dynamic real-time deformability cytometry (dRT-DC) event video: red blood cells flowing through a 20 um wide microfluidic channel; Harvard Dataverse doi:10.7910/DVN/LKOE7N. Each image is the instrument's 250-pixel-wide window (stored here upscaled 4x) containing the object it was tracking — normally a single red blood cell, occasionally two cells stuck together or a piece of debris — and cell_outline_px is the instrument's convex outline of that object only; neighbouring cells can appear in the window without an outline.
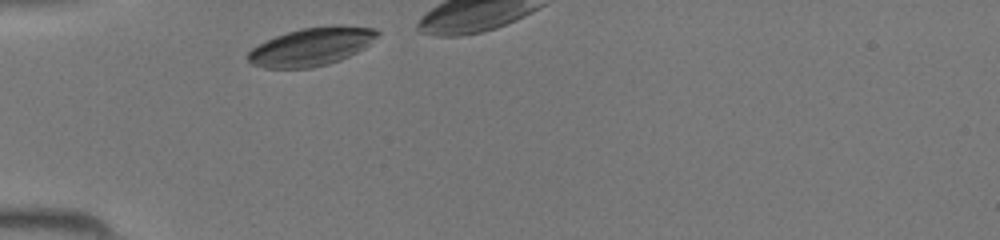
{"species": "common noctule bat (a hibernating species)", "species_latin": "Nyctalus noctula", "temperature_condition": "room temperature", "stored_images_in_passage": 10, "camera_frame_rate_fps": 3000, "um_per_image_px": 0.085, "animal": {"sex": "female", "body_mass_g": 19.5, "forearm_length_mm": 54.1}, "frame": {"image": 1, "passage_image": 1, "time_ms": 0.0, "image_size_px": [1000, 240], "cell_outline_px": [[380, 32], [364, 48], [340, 60], [328, 64], [312, 68], [264, 68], [252, 64], [248, 60], [248, 52], [252, 48], [276, 36], [300, 28], [332, 24], [340, 24], [376, 28]], "centroid_in_image_um": [26.49, 3.95], "position_along_channel_um": 58.5, "area_um2": 28.78}}
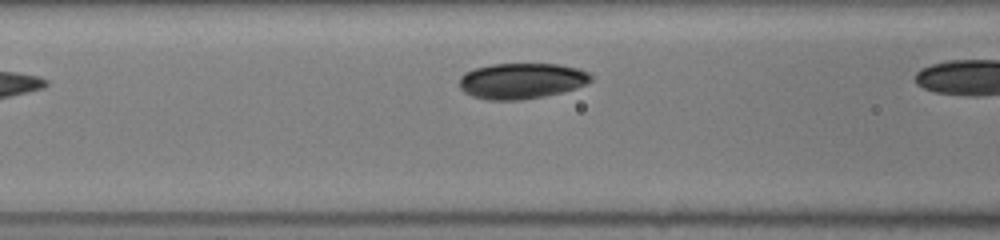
{"frame": {"image": 2, "passage_image": 6, "time_ms": 1.667, "image_size_px": [1000, 240], "cell_outline_px": [[592, 80], [588, 84], [576, 88], [544, 96], [520, 100], [488, 100], [472, 96], [464, 92], [460, 88], [460, 76], [464, 72], [476, 68], [492, 64], [560, 64], [580, 68], [588, 72], [592, 76]], "centroid_in_image_um": [44.35, 6.87], "position_along_channel_um": 122.3, "area_um2": 27.57}}
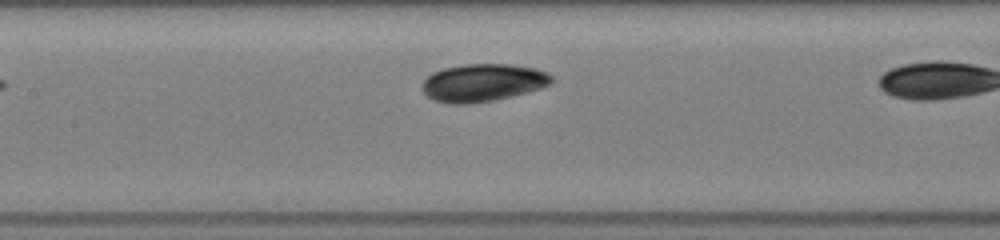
{"frame": {"image": 3, "passage_image": 9, "time_ms": 2.667, "image_size_px": [1000, 240], "cell_outline_px": [[552, 80], [548, 84], [540, 88], [492, 100], [468, 104], [448, 104], [432, 100], [420, 88], [420, 84], [432, 72], [444, 68], [464, 64], [512, 64], [536, 68], [548, 72], [552, 76]], "centroid_in_image_um": [40.98, 7.02], "position_along_channel_um": 166.4, "area_um2": 28.38}}